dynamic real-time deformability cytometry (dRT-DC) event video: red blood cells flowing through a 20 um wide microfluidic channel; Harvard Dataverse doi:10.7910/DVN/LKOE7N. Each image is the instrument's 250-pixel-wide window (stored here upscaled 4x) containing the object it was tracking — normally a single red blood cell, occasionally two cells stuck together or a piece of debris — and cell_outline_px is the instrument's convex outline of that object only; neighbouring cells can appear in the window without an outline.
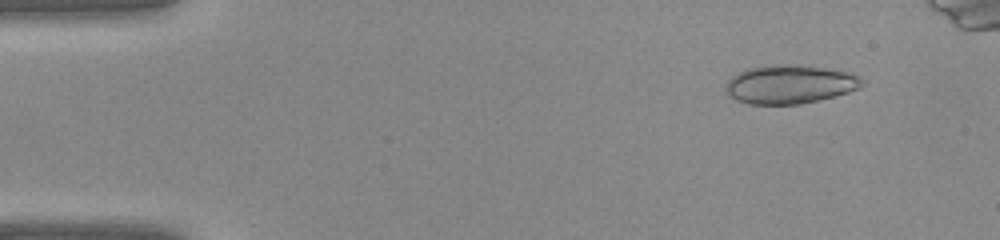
{"species": "common noctule bat (a hibernating species)", "species_latin": "Nyctalus noctula", "temperature_condition": "warm", "stored_images_in_passage": 12, "camera_frame_rate_fps": 3000, "um_per_image_px": 0.085, "animal": {"sex": "female", "body_mass_g": 22.0, "forearm_length_mm": 56.7}, "frame": {"image": 1, "passage_image": 3, "time_ms": 0.667, "image_size_px": [1000, 240], "cell_outline_px": [[864, 84], [860, 88], [848, 92], [800, 104], [748, 104], [736, 100], [728, 96], [724, 92], [728, 80], [732, 76], [748, 68], [776, 64], [792, 64], [820, 68], [844, 72], [856, 76]], "centroid_in_image_um": [67.04, 7.18], "position_along_channel_um": 18.0, "area_um2": 30.23}}